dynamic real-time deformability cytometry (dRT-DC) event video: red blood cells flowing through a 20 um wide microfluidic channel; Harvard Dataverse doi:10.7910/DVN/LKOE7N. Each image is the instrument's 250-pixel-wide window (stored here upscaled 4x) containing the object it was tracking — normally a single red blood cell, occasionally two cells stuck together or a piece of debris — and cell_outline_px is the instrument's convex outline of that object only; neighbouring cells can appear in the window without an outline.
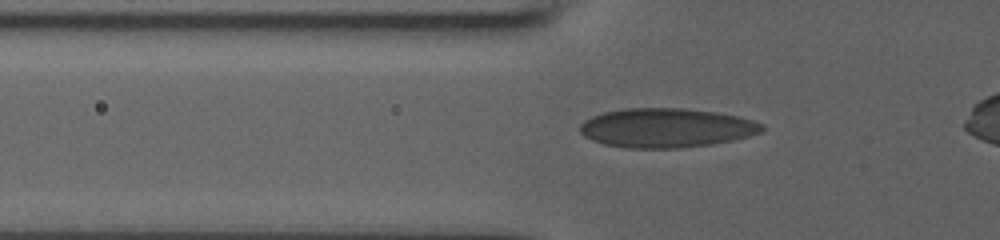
{"species": "human", "species_latin": "Homo sapiens", "temperature_condition": "room temperature", "stored_images_in_passage": 40, "camera_frame_rate_fps": 3000, "um_per_image_px": 0.085, "donor": {"sex": "male"}, "frame": {"image": 1, "passage_image": 8, "time_ms": 2.333, "image_size_px": [1000, 240], "cell_outline_px": [[764, 128], [760, 132], [748, 136], [732, 140], [712, 144], [680, 148], [628, 148], [604, 144], [592, 140], [584, 136], [580, 132], [580, 124], [584, 120], [592, 116], [604, 112], [624, 108], [684, 108], [716, 112], [736, 116], [752, 120], [764, 124]], "centroid_in_image_um": [56.61, 10.87], "position_along_channel_um": 69.2, "area_um2": 41.62}}
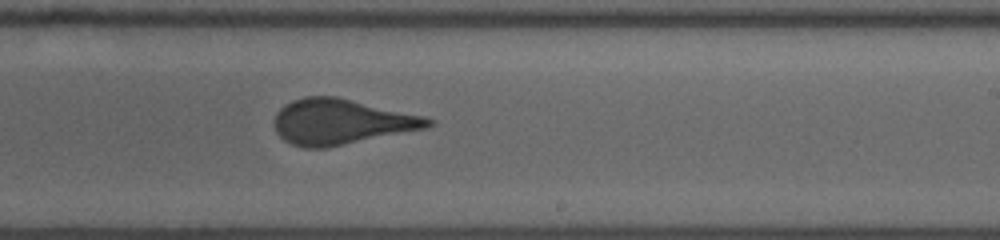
{"frame": {"image": 2, "passage_image": 19, "time_ms": 7.333, "image_size_px": [1000, 240], "cell_outline_px": [[436, 120], [432, 124], [424, 128], [324, 148], [304, 148], [292, 144], [284, 140], [276, 132], [272, 120], [276, 112], [284, 104], [292, 100], [304, 96], [336, 96], [424, 116]], "centroid_in_image_um": [28.92, 10.33], "position_along_channel_um": 260.1, "area_um2": 40.46}}
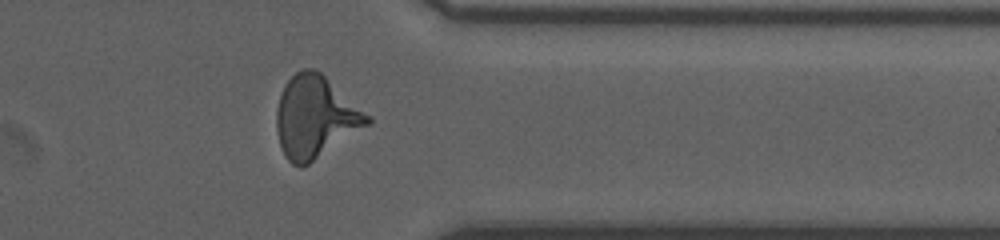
{"frame": {"image": 3, "passage_image": 34, "time_ms": 10.667, "image_size_px": [1000, 240], "cell_outline_px": [[372, 120], [368, 124], [308, 164], [300, 168], [292, 164], [284, 156], [280, 144], [276, 128], [276, 112], [280, 96], [284, 84], [296, 72], [304, 68], [316, 68], [372, 116]], "centroid_in_image_um": [26.79, 9.92], "position_along_channel_um": 384.6, "area_um2": 43.12}}